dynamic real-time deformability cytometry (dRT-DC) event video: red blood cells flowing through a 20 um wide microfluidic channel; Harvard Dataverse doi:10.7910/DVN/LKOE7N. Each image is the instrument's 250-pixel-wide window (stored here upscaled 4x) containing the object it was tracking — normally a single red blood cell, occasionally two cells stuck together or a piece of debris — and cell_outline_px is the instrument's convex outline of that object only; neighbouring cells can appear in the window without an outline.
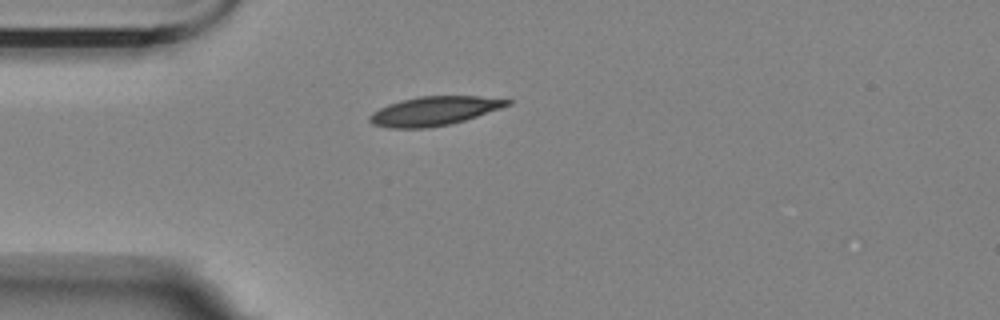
{"species": "Egyptian fruit bat (a non-hibernating species)", "species_latin": "Rousettus aegyptiacus", "temperature_condition": "room temperature", "stored_images_in_passage": 7, "camera_frame_rate_fps": 3000, "um_per_image_px": 0.085, "animal": {"sex": "female"}, "frame": {"image": 1, "passage_image": 1, "time_ms": 0.0, "image_size_px": [1000, 320], "cell_outline_px": [[512, 104], [464, 120], [448, 124], [428, 128], [388, 128], [372, 124], [368, 120], [368, 116], [372, 112], [388, 104], [400, 100], [420, 96], [480, 96], [512, 100]], "centroid_in_image_um": [36.86, 9.43], "position_along_channel_um": 48.1, "area_um2": 23.18}}
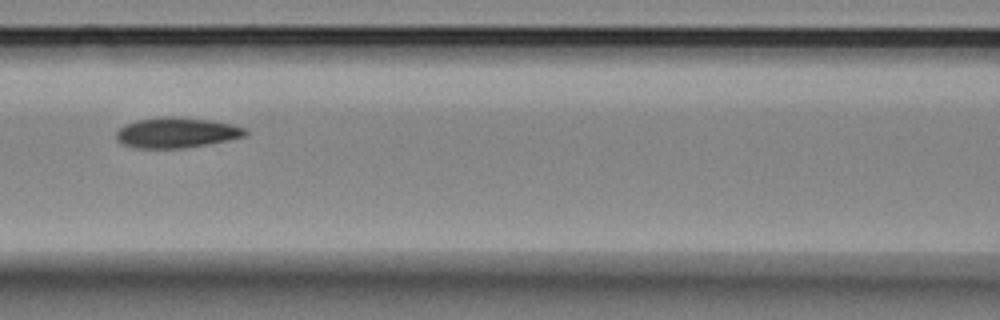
{"frame": {"image": 2, "passage_image": 4, "time_ms": 3.333, "image_size_px": [1000, 320], "cell_outline_px": [[248, 132], [244, 136], [228, 140], [208, 144], [184, 148], [136, 148], [124, 144], [116, 140], [116, 132], [124, 124], [136, 120], [160, 116], [176, 116], [208, 120], [232, 124], [248, 128]], "centroid_in_image_um": [15.0, 11.26], "position_along_channel_um": 151.6, "area_um2": 23.0}}
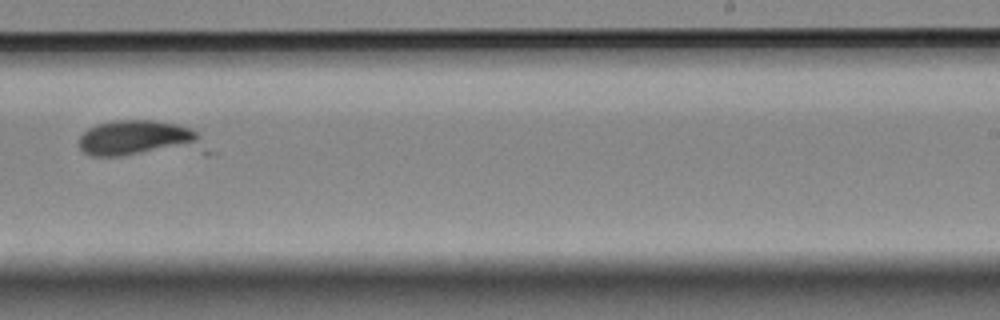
{"frame": {"image": 3, "passage_image": 7, "time_ms": 7.0, "image_size_px": [1000, 320], "cell_outline_px": [[216, 152], [208, 156], [92, 156], [84, 152], [80, 148], [80, 136], [88, 128], [96, 124], [116, 120], [156, 120], [176, 124], [192, 128]], "centroid_in_image_um": [12.16, 11.88], "position_along_channel_um": 276.8, "area_um2": 29.19}}